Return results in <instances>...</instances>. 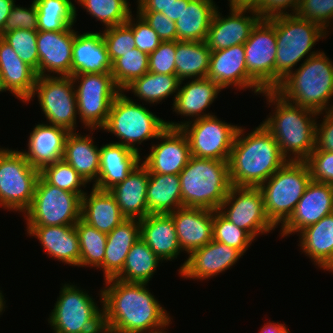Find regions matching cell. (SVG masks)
Wrapping results in <instances>:
<instances>
[{
    "label": "cell",
    "mask_w": 333,
    "mask_h": 333,
    "mask_svg": "<svg viewBox=\"0 0 333 333\" xmlns=\"http://www.w3.org/2000/svg\"><path fill=\"white\" fill-rule=\"evenodd\" d=\"M105 285L99 294L105 332L166 333L165 327L171 324L169 313L149 292L147 284L110 278Z\"/></svg>",
    "instance_id": "6da1fadb"
},
{
    "label": "cell",
    "mask_w": 333,
    "mask_h": 333,
    "mask_svg": "<svg viewBox=\"0 0 333 333\" xmlns=\"http://www.w3.org/2000/svg\"><path fill=\"white\" fill-rule=\"evenodd\" d=\"M244 130L239 126L228 160L231 185L260 187L288 160L262 124L247 136Z\"/></svg>",
    "instance_id": "7a4b0ae2"
},
{
    "label": "cell",
    "mask_w": 333,
    "mask_h": 333,
    "mask_svg": "<svg viewBox=\"0 0 333 333\" xmlns=\"http://www.w3.org/2000/svg\"><path fill=\"white\" fill-rule=\"evenodd\" d=\"M261 94L268 99L267 104L275 105L273 114L261 124L277 141L288 161H305L315 148L316 117L320 113L290 103L274 90Z\"/></svg>",
    "instance_id": "3957f363"
},
{
    "label": "cell",
    "mask_w": 333,
    "mask_h": 333,
    "mask_svg": "<svg viewBox=\"0 0 333 333\" xmlns=\"http://www.w3.org/2000/svg\"><path fill=\"white\" fill-rule=\"evenodd\" d=\"M300 65L274 91L286 101L317 113L333 111L329 104L333 97V62L322 51Z\"/></svg>",
    "instance_id": "277c9868"
},
{
    "label": "cell",
    "mask_w": 333,
    "mask_h": 333,
    "mask_svg": "<svg viewBox=\"0 0 333 333\" xmlns=\"http://www.w3.org/2000/svg\"><path fill=\"white\" fill-rule=\"evenodd\" d=\"M179 177L183 207L218 210L232 186L224 160L191 156Z\"/></svg>",
    "instance_id": "5b68a950"
},
{
    "label": "cell",
    "mask_w": 333,
    "mask_h": 333,
    "mask_svg": "<svg viewBox=\"0 0 333 333\" xmlns=\"http://www.w3.org/2000/svg\"><path fill=\"white\" fill-rule=\"evenodd\" d=\"M266 19L275 27L276 33V88L307 54L306 59L320 52V50L310 51L317 41L326 37L327 33L318 23L304 20L291 13L275 15Z\"/></svg>",
    "instance_id": "8992f818"
},
{
    "label": "cell",
    "mask_w": 333,
    "mask_h": 333,
    "mask_svg": "<svg viewBox=\"0 0 333 333\" xmlns=\"http://www.w3.org/2000/svg\"><path fill=\"white\" fill-rule=\"evenodd\" d=\"M311 180L305 161H287L259 187L265 213L275 227L290 218Z\"/></svg>",
    "instance_id": "52a82bcc"
},
{
    "label": "cell",
    "mask_w": 333,
    "mask_h": 333,
    "mask_svg": "<svg viewBox=\"0 0 333 333\" xmlns=\"http://www.w3.org/2000/svg\"><path fill=\"white\" fill-rule=\"evenodd\" d=\"M166 127V121L121 91L112 102L107 122L102 130L111 132L121 139L115 143L139 153V149L135 147L136 143L141 144L144 140L152 138L157 140Z\"/></svg>",
    "instance_id": "ba28073f"
},
{
    "label": "cell",
    "mask_w": 333,
    "mask_h": 333,
    "mask_svg": "<svg viewBox=\"0 0 333 333\" xmlns=\"http://www.w3.org/2000/svg\"><path fill=\"white\" fill-rule=\"evenodd\" d=\"M48 318L54 333H105L103 309L76 285L64 284Z\"/></svg>",
    "instance_id": "9c48e42d"
},
{
    "label": "cell",
    "mask_w": 333,
    "mask_h": 333,
    "mask_svg": "<svg viewBox=\"0 0 333 333\" xmlns=\"http://www.w3.org/2000/svg\"><path fill=\"white\" fill-rule=\"evenodd\" d=\"M82 196L39 176L31 206L24 212L27 226L75 225L81 219Z\"/></svg>",
    "instance_id": "30bf717a"
},
{
    "label": "cell",
    "mask_w": 333,
    "mask_h": 333,
    "mask_svg": "<svg viewBox=\"0 0 333 333\" xmlns=\"http://www.w3.org/2000/svg\"><path fill=\"white\" fill-rule=\"evenodd\" d=\"M40 171L21 151L0 150V207L25 212L32 203Z\"/></svg>",
    "instance_id": "8fae6325"
},
{
    "label": "cell",
    "mask_w": 333,
    "mask_h": 333,
    "mask_svg": "<svg viewBox=\"0 0 333 333\" xmlns=\"http://www.w3.org/2000/svg\"><path fill=\"white\" fill-rule=\"evenodd\" d=\"M80 121L91 132L102 129L108 119L115 97L121 92L111 73H84L71 76ZM80 80V81H79ZM80 82V83H79Z\"/></svg>",
    "instance_id": "7c38bea8"
},
{
    "label": "cell",
    "mask_w": 333,
    "mask_h": 333,
    "mask_svg": "<svg viewBox=\"0 0 333 333\" xmlns=\"http://www.w3.org/2000/svg\"><path fill=\"white\" fill-rule=\"evenodd\" d=\"M170 128H181L188 138L191 156L228 161L239 126L228 124L215 115L193 121L166 122Z\"/></svg>",
    "instance_id": "4fadbf2b"
},
{
    "label": "cell",
    "mask_w": 333,
    "mask_h": 333,
    "mask_svg": "<svg viewBox=\"0 0 333 333\" xmlns=\"http://www.w3.org/2000/svg\"><path fill=\"white\" fill-rule=\"evenodd\" d=\"M36 94L49 124L74 132L78 109L71 76L37 77L30 99Z\"/></svg>",
    "instance_id": "5bb4252c"
},
{
    "label": "cell",
    "mask_w": 333,
    "mask_h": 333,
    "mask_svg": "<svg viewBox=\"0 0 333 333\" xmlns=\"http://www.w3.org/2000/svg\"><path fill=\"white\" fill-rule=\"evenodd\" d=\"M218 211L254 240L258 234H267L276 228L265 213L264 196L259 187L232 185Z\"/></svg>",
    "instance_id": "9a60e30c"
},
{
    "label": "cell",
    "mask_w": 333,
    "mask_h": 333,
    "mask_svg": "<svg viewBox=\"0 0 333 333\" xmlns=\"http://www.w3.org/2000/svg\"><path fill=\"white\" fill-rule=\"evenodd\" d=\"M247 73L264 89H275L277 53L275 27L262 18L243 44Z\"/></svg>",
    "instance_id": "2e32d148"
},
{
    "label": "cell",
    "mask_w": 333,
    "mask_h": 333,
    "mask_svg": "<svg viewBox=\"0 0 333 333\" xmlns=\"http://www.w3.org/2000/svg\"><path fill=\"white\" fill-rule=\"evenodd\" d=\"M246 13H251V15L245 16ZM229 14L223 18L217 8L213 15L205 39V43L211 51L244 44L252 29L262 19L255 9L230 7Z\"/></svg>",
    "instance_id": "e0dca14e"
},
{
    "label": "cell",
    "mask_w": 333,
    "mask_h": 333,
    "mask_svg": "<svg viewBox=\"0 0 333 333\" xmlns=\"http://www.w3.org/2000/svg\"><path fill=\"white\" fill-rule=\"evenodd\" d=\"M333 213V185L311 180L290 218L281 226V236L297 233Z\"/></svg>",
    "instance_id": "ac0fdd59"
},
{
    "label": "cell",
    "mask_w": 333,
    "mask_h": 333,
    "mask_svg": "<svg viewBox=\"0 0 333 333\" xmlns=\"http://www.w3.org/2000/svg\"><path fill=\"white\" fill-rule=\"evenodd\" d=\"M161 143L154 144L142 162L149 173L179 174L190 157L189 141L181 128L166 127L158 136Z\"/></svg>",
    "instance_id": "d6986e66"
},
{
    "label": "cell",
    "mask_w": 333,
    "mask_h": 333,
    "mask_svg": "<svg viewBox=\"0 0 333 333\" xmlns=\"http://www.w3.org/2000/svg\"><path fill=\"white\" fill-rule=\"evenodd\" d=\"M243 44L211 51L207 78L216 82L222 89L229 86L241 89L252 88L254 94L265 90L247 73Z\"/></svg>",
    "instance_id": "ffe728a7"
},
{
    "label": "cell",
    "mask_w": 333,
    "mask_h": 333,
    "mask_svg": "<svg viewBox=\"0 0 333 333\" xmlns=\"http://www.w3.org/2000/svg\"><path fill=\"white\" fill-rule=\"evenodd\" d=\"M243 254L234 247L210 241L193 250L179 268L182 277L205 280L231 268Z\"/></svg>",
    "instance_id": "44dd1931"
},
{
    "label": "cell",
    "mask_w": 333,
    "mask_h": 333,
    "mask_svg": "<svg viewBox=\"0 0 333 333\" xmlns=\"http://www.w3.org/2000/svg\"><path fill=\"white\" fill-rule=\"evenodd\" d=\"M72 27L63 31H38L39 77L50 76V72L57 76H71L73 42L76 35Z\"/></svg>",
    "instance_id": "7402d4cb"
},
{
    "label": "cell",
    "mask_w": 333,
    "mask_h": 333,
    "mask_svg": "<svg viewBox=\"0 0 333 333\" xmlns=\"http://www.w3.org/2000/svg\"><path fill=\"white\" fill-rule=\"evenodd\" d=\"M170 215L182 251L190 254L213 240L214 210L182 207Z\"/></svg>",
    "instance_id": "603a6c76"
},
{
    "label": "cell",
    "mask_w": 333,
    "mask_h": 333,
    "mask_svg": "<svg viewBox=\"0 0 333 333\" xmlns=\"http://www.w3.org/2000/svg\"><path fill=\"white\" fill-rule=\"evenodd\" d=\"M70 132L62 127L40 123L33 128L28 140V151L21 153L39 171L62 160L65 142Z\"/></svg>",
    "instance_id": "cb8c5ba5"
},
{
    "label": "cell",
    "mask_w": 333,
    "mask_h": 333,
    "mask_svg": "<svg viewBox=\"0 0 333 333\" xmlns=\"http://www.w3.org/2000/svg\"><path fill=\"white\" fill-rule=\"evenodd\" d=\"M27 233L39 240L48 256L80 267L79 238L75 225L27 226Z\"/></svg>",
    "instance_id": "d4e9b609"
},
{
    "label": "cell",
    "mask_w": 333,
    "mask_h": 333,
    "mask_svg": "<svg viewBox=\"0 0 333 333\" xmlns=\"http://www.w3.org/2000/svg\"><path fill=\"white\" fill-rule=\"evenodd\" d=\"M148 180L149 171L142 163H139L124 181L109 189L127 219L140 220L148 215Z\"/></svg>",
    "instance_id": "484cf974"
},
{
    "label": "cell",
    "mask_w": 333,
    "mask_h": 333,
    "mask_svg": "<svg viewBox=\"0 0 333 333\" xmlns=\"http://www.w3.org/2000/svg\"><path fill=\"white\" fill-rule=\"evenodd\" d=\"M110 61L102 32L77 34L73 42L71 76L84 73H111Z\"/></svg>",
    "instance_id": "4316f807"
},
{
    "label": "cell",
    "mask_w": 333,
    "mask_h": 333,
    "mask_svg": "<svg viewBox=\"0 0 333 333\" xmlns=\"http://www.w3.org/2000/svg\"><path fill=\"white\" fill-rule=\"evenodd\" d=\"M139 153L118 143H109L100 147V169L93 187L109 190L127 176L141 163Z\"/></svg>",
    "instance_id": "83f0119b"
},
{
    "label": "cell",
    "mask_w": 333,
    "mask_h": 333,
    "mask_svg": "<svg viewBox=\"0 0 333 333\" xmlns=\"http://www.w3.org/2000/svg\"><path fill=\"white\" fill-rule=\"evenodd\" d=\"M0 71L5 91H10L22 102L31 101L37 80L36 71L23 62L13 48L0 37Z\"/></svg>",
    "instance_id": "f1b7e54d"
},
{
    "label": "cell",
    "mask_w": 333,
    "mask_h": 333,
    "mask_svg": "<svg viewBox=\"0 0 333 333\" xmlns=\"http://www.w3.org/2000/svg\"><path fill=\"white\" fill-rule=\"evenodd\" d=\"M140 235L161 261L177 259L182 251L170 214H148L140 219Z\"/></svg>",
    "instance_id": "f546056e"
},
{
    "label": "cell",
    "mask_w": 333,
    "mask_h": 333,
    "mask_svg": "<svg viewBox=\"0 0 333 333\" xmlns=\"http://www.w3.org/2000/svg\"><path fill=\"white\" fill-rule=\"evenodd\" d=\"M141 238L140 220L126 219L107 234L102 266L104 279L115 278L123 269L127 254Z\"/></svg>",
    "instance_id": "4dcf8cb0"
},
{
    "label": "cell",
    "mask_w": 333,
    "mask_h": 333,
    "mask_svg": "<svg viewBox=\"0 0 333 333\" xmlns=\"http://www.w3.org/2000/svg\"><path fill=\"white\" fill-rule=\"evenodd\" d=\"M87 194L82 196L81 219L88 225L108 234L127 219L109 190L92 187Z\"/></svg>",
    "instance_id": "1f68e13d"
},
{
    "label": "cell",
    "mask_w": 333,
    "mask_h": 333,
    "mask_svg": "<svg viewBox=\"0 0 333 333\" xmlns=\"http://www.w3.org/2000/svg\"><path fill=\"white\" fill-rule=\"evenodd\" d=\"M182 83L180 81L177 96L173 101V111L181 116L194 117V120L211 116L204 111L217 98L222 88L209 78L193 79L184 86H181Z\"/></svg>",
    "instance_id": "d6a6232c"
},
{
    "label": "cell",
    "mask_w": 333,
    "mask_h": 333,
    "mask_svg": "<svg viewBox=\"0 0 333 333\" xmlns=\"http://www.w3.org/2000/svg\"><path fill=\"white\" fill-rule=\"evenodd\" d=\"M300 247L314 264L333 272V213L300 232Z\"/></svg>",
    "instance_id": "836d02e7"
},
{
    "label": "cell",
    "mask_w": 333,
    "mask_h": 333,
    "mask_svg": "<svg viewBox=\"0 0 333 333\" xmlns=\"http://www.w3.org/2000/svg\"><path fill=\"white\" fill-rule=\"evenodd\" d=\"M218 7L213 0H182V12L175 22L178 41H205Z\"/></svg>",
    "instance_id": "e575fe53"
},
{
    "label": "cell",
    "mask_w": 333,
    "mask_h": 333,
    "mask_svg": "<svg viewBox=\"0 0 333 333\" xmlns=\"http://www.w3.org/2000/svg\"><path fill=\"white\" fill-rule=\"evenodd\" d=\"M86 182L97 181L100 169V148L90 135L70 132L67 136L63 158Z\"/></svg>",
    "instance_id": "d590c367"
},
{
    "label": "cell",
    "mask_w": 333,
    "mask_h": 333,
    "mask_svg": "<svg viewBox=\"0 0 333 333\" xmlns=\"http://www.w3.org/2000/svg\"><path fill=\"white\" fill-rule=\"evenodd\" d=\"M147 207L148 214H170L183 207L179 174L149 173Z\"/></svg>",
    "instance_id": "8d00e7d4"
},
{
    "label": "cell",
    "mask_w": 333,
    "mask_h": 333,
    "mask_svg": "<svg viewBox=\"0 0 333 333\" xmlns=\"http://www.w3.org/2000/svg\"><path fill=\"white\" fill-rule=\"evenodd\" d=\"M210 57L205 41L176 40L175 75L180 81L207 78Z\"/></svg>",
    "instance_id": "74e56055"
},
{
    "label": "cell",
    "mask_w": 333,
    "mask_h": 333,
    "mask_svg": "<svg viewBox=\"0 0 333 333\" xmlns=\"http://www.w3.org/2000/svg\"><path fill=\"white\" fill-rule=\"evenodd\" d=\"M160 261V258L140 238L129 250L123 269L115 278L128 283L148 284Z\"/></svg>",
    "instance_id": "f35d334b"
},
{
    "label": "cell",
    "mask_w": 333,
    "mask_h": 333,
    "mask_svg": "<svg viewBox=\"0 0 333 333\" xmlns=\"http://www.w3.org/2000/svg\"><path fill=\"white\" fill-rule=\"evenodd\" d=\"M180 80L176 75H164L148 71L142 77L135 79L123 89L132 91L139 99L155 104L174 93L177 96Z\"/></svg>",
    "instance_id": "ab89813d"
},
{
    "label": "cell",
    "mask_w": 333,
    "mask_h": 333,
    "mask_svg": "<svg viewBox=\"0 0 333 333\" xmlns=\"http://www.w3.org/2000/svg\"><path fill=\"white\" fill-rule=\"evenodd\" d=\"M37 7L38 31H63L74 26L76 7L71 0H33Z\"/></svg>",
    "instance_id": "60d3db41"
},
{
    "label": "cell",
    "mask_w": 333,
    "mask_h": 333,
    "mask_svg": "<svg viewBox=\"0 0 333 333\" xmlns=\"http://www.w3.org/2000/svg\"><path fill=\"white\" fill-rule=\"evenodd\" d=\"M79 238L80 266L100 268L104 261L107 234L88 225L82 219L75 224Z\"/></svg>",
    "instance_id": "b9f144b4"
},
{
    "label": "cell",
    "mask_w": 333,
    "mask_h": 333,
    "mask_svg": "<svg viewBox=\"0 0 333 333\" xmlns=\"http://www.w3.org/2000/svg\"><path fill=\"white\" fill-rule=\"evenodd\" d=\"M149 71V55L135 47L112 63L111 74L117 87L123 91L132 81Z\"/></svg>",
    "instance_id": "7bdbcfd3"
},
{
    "label": "cell",
    "mask_w": 333,
    "mask_h": 333,
    "mask_svg": "<svg viewBox=\"0 0 333 333\" xmlns=\"http://www.w3.org/2000/svg\"><path fill=\"white\" fill-rule=\"evenodd\" d=\"M78 2L106 28L126 23L132 14L128 0H79Z\"/></svg>",
    "instance_id": "ee69618b"
},
{
    "label": "cell",
    "mask_w": 333,
    "mask_h": 333,
    "mask_svg": "<svg viewBox=\"0 0 333 333\" xmlns=\"http://www.w3.org/2000/svg\"><path fill=\"white\" fill-rule=\"evenodd\" d=\"M40 176L48 183L68 192L84 195L80 187H86V180L63 159L40 170Z\"/></svg>",
    "instance_id": "f6af8a7d"
},
{
    "label": "cell",
    "mask_w": 333,
    "mask_h": 333,
    "mask_svg": "<svg viewBox=\"0 0 333 333\" xmlns=\"http://www.w3.org/2000/svg\"><path fill=\"white\" fill-rule=\"evenodd\" d=\"M37 33L38 31L17 29L2 33L0 37L13 48L23 62L36 71L39 77Z\"/></svg>",
    "instance_id": "bcb514c9"
},
{
    "label": "cell",
    "mask_w": 333,
    "mask_h": 333,
    "mask_svg": "<svg viewBox=\"0 0 333 333\" xmlns=\"http://www.w3.org/2000/svg\"><path fill=\"white\" fill-rule=\"evenodd\" d=\"M213 240L234 247L243 255L254 241L245 230L235 226L218 210L214 211Z\"/></svg>",
    "instance_id": "7dc6e473"
},
{
    "label": "cell",
    "mask_w": 333,
    "mask_h": 333,
    "mask_svg": "<svg viewBox=\"0 0 333 333\" xmlns=\"http://www.w3.org/2000/svg\"><path fill=\"white\" fill-rule=\"evenodd\" d=\"M104 29L102 37L111 63L136 47L132 28L127 23Z\"/></svg>",
    "instance_id": "c3c4849f"
},
{
    "label": "cell",
    "mask_w": 333,
    "mask_h": 333,
    "mask_svg": "<svg viewBox=\"0 0 333 333\" xmlns=\"http://www.w3.org/2000/svg\"><path fill=\"white\" fill-rule=\"evenodd\" d=\"M294 14L304 20L318 23L327 30L333 20V0H300Z\"/></svg>",
    "instance_id": "681fc988"
},
{
    "label": "cell",
    "mask_w": 333,
    "mask_h": 333,
    "mask_svg": "<svg viewBox=\"0 0 333 333\" xmlns=\"http://www.w3.org/2000/svg\"><path fill=\"white\" fill-rule=\"evenodd\" d=\"M136 16V22L131 14L126 23L132 28L136 47L149 55L159 47L162 40L139 14Z\"/></svg>",
    "instance_id": "f907efd6"
},
{
    "label": "cell",
    "mask_w": 333,
    "mask_h": 333,
    "mask_svg": "<svg viewBox=\"0 0 333 333\" xmlns=\"http://www.w3.org/2000/svg\"><path fill=\"white\" fill-rule=\"evenodd\" d=\"M305 162L313 181L333 185V152L313 150Z\"/></svg>",
    "instance_id": "816d5d0a"
},
{
    "label": "cell",
    "mask_w": 333,
    "mask_h": 333,
    "mask_svg": "<svg viewBox=\"0 0 333 333\" xmlns=\"http://www.w3.org/2000/svg\"><path fill=\"white\" fill-rule=\"evenodd\" d=\"M176 41H162L149 54V71L164 75H175Z\"/></svg>",
    "instance_id": "f5cc1de1"
},
{
    "label": "cell",
    "mask_w": 333,
    "mask_h": 333,
    "mask_svg": "<svg viewBox=\"0 0 333 333\" xmlns=\"http://www.w3.org/2000/svg\"><path fill=\"white\" fill-rule=\"evenodd\" d=\"M17 29L38 31V14L34 1L28 9L15 4L12 6L4 25V33Z\"/></svg>",
    "instance_id": "db71d44e"
},
{
    "label": "cell",
    "mask_w": 333,
    "mask_h": 333,
    "mask_svg": "<svg viewBox=\"0 0 333 333\" xmlns=\"http://www.w3.org/2000/svg\"><path fill=\"white\" fill-rule=\"evenodd\" d=\"M146 23L159 35L162 41H176L175 22L156 11H137Z\"/></svg>",
    "instance_id": "11a10c76"
},
{
    "label": "cell",
    "mask_w": 333,
    "mask_h": 333,
    "mask_svg": "<svg viewBox=\"0 0 333 333\" xmlns=\"http://www.w3.org/2000/svg\"><path fill=\"white\" fill-rule=\"evenodd\" d=\"M322 123L315 126L314 150L333 152V111L325 112Z\"/></svg>",
    "instance_id": "9f6ffc18"
},
{
    "label": "cell",
    "mask_w": 333,
    "mask_h": 333,
    "mask_svg": "<svg viewBox=\"0 0 333 333\" xmlns=\"http://www.w3.org/2000/svg\"><path fill=\"white\" fill-rule=\"evenodd\" d=\"M300 0H260L255 10L262 18H268L280 14H288L289 7L294 14L298 8Z\"/></svg>",
    "instance_id": "6f0895ef"
},
{
    "label": "cell",
    "mask_w": 333,
    "mask_h": 333,
    "mask_svg": "<svg viewBox=\"0 0 333 333\" xmlns=\"http://www.w3.org/2000/svg\"><path fill=\"white\" fill-rule=\"evenodd\" d=\"M176 0H140L137 10L138 11H168Z\"/></svg>",
    "instance_id": "680465c9"
},
{
    "label": "cell",
    "mask_w": 333,
    "mask_h": 333,
    "mask_svg": "<svg viewBox=\"0 0 333 333\" xmlns=\"http://www.w3.org/2000/svg\"><path fill=\"white\" fill-rule=\"evenodd\" d=\"M15 0H0V35L4 33V25Z\"/></svg>",
    "instance_id": "91938a15"
},
{
    "label": "cell",
    "mask_w": 333,
    "mask_h": 333,
    "mask_svg": "<svg viewBox=\"0 0 333 333\" xmlns=\"http://www.w3.org/2000/svg\"><path fill=\"white\" fill-rule=\"evenodd\" d=\"M259 333H290L285 324L270 322L265 324Z\"/></svg>",
    "instance_id": "94428289"
},
{
    "label": "cell",
    "mask_w": 333,
    "mask_h": 333,
    "mask_svg": "<svg viewBox=\"0 0 333 333\" xmlns=\"http://www.w3.org/2000/svg\"><path fill=\"white\" fill-rule=\"evenodd\" d=\"M182 12V0H176V2L170 7L168 11H162L161 13L167 18L176 22L180 18Z\"/></svg>",
    "instance_id": "6125c7cd"
},
{
    "label": "cell",
    "mask_w": 333,
    "mask_h": 333,
    "mask_svg": "<svg viewBox=\"0 0 333 333\" xmlns=\"http://www.w3.org/2000/svg\"><path fill=\"white\" fill-rule=\"evenodd\" d=\"M229 1V7L232 8H248V9H255L259 3L260 0H228Z\"/></svg>",
    "instance_id": "be15d7a7"
},
{
    "label": "cell",
    "mask_w": 333,
    "mask_h": 333,
    "mask_svg": "<svg viewBox=\"0 0 333 333\" xmlns=\"http://www.w3.org/2000/svg\"><path fill=\"white\" fill-rule=\"evenodd\" d=\"M3 297L2 291H0V314H2V311L5 309V299Z\"/></svg>",
    "instance_id": "e7e4bbea"
},
{
    "label": "cell",
    "mask_w": 333,
    "mask_h": 333,
    "mask_svg": "<svg viewBox=\"0 0 333 333\" xmlns=\"http://www.w3.org/2000/svg\"><path fill=\"white\" fill-rule=\"evenodd\" d=\"M4 87H3V82H2V77H1V71H0V92H4Z\"/></svg>",
    "instance_id": "03108f58"
}]
</instances>
